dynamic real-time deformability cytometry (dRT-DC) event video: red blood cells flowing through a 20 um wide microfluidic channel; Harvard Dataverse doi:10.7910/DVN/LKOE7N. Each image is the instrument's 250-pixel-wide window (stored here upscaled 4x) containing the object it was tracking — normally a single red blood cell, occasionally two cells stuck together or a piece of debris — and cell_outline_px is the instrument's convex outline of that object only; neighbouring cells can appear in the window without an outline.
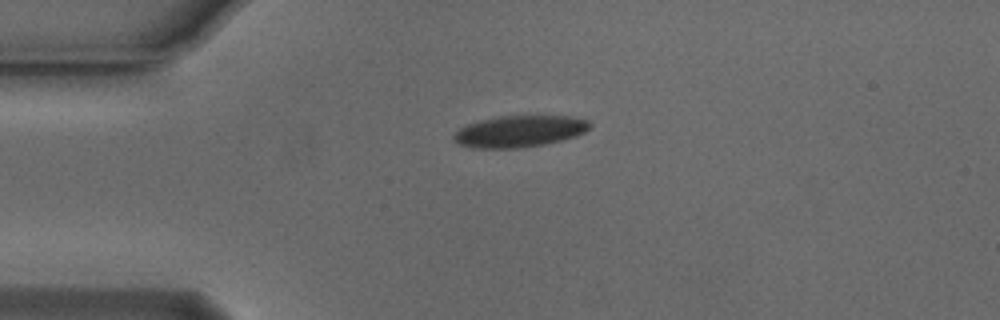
{"species": "Egyptian fruit bat (a non-hibernating species)", "species_latin": "Rousettus aegyptiacus", "temperature_condition": "cold", "stored_images_in_passage": 38, "camera_frame_rate_fps": 3000, "um_per_image_px": 0.085, "animal": {"sex": "male"}, "frame": {"image": 1, "passage_image": 1, "time_ms": 0.0, "image_size_px": [1000, 320], "cell_outline_px": [[592, 124], [584, 132], [576, 136], [544, 144], [520, 148], [476, 148], [460, 144], [452, 136], [460, 128], [468, 124], [480, 120], [500, 116], [568, 116], [588, 120]], "centroid_in_image_um": [44.17, 11.16], "position_along_channel_um": 40.8, "area_um2": 24.74}}
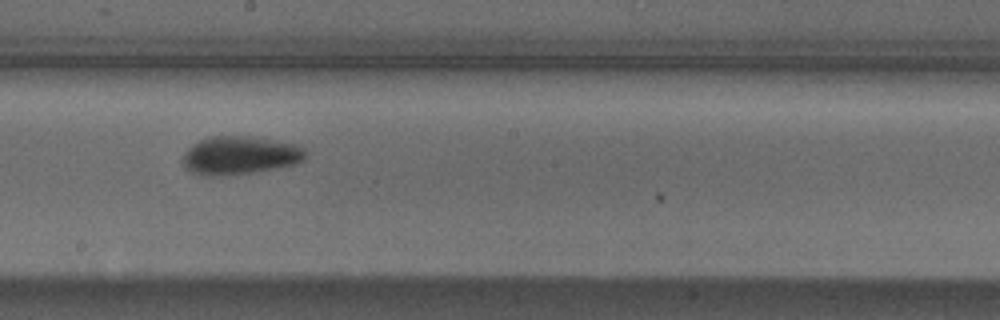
{"frame": {"image": 2, "passage_image": 18, "time_ms": 5.667, "image_size_px": [1000, 320], "cell_outline_px": [[308, 156], [304, 160], [296, 164], [252, 172], [220, 176], [204, 176], [192, 172], [184, 168], [180, 160], [184, 152], [192, 144], [208, 136], [252, 136], [300, 144], [304, 148]], "centroid_in_image_um": [20.38, 13.19], "position_along_channel_um": 227.8, "area_um2": 27.92}}
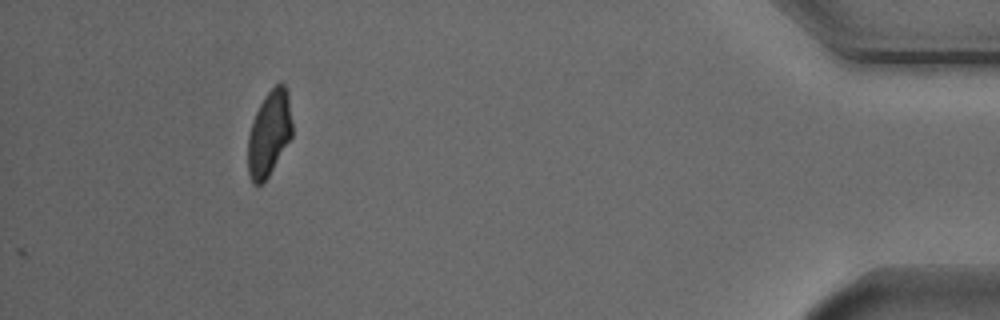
{"frame": {"image": 3, "passage_image": 38, "time_ms": 12.333, "image_size_px": [1000, 320], "cell_outline_px": [[292, 136], [268, 176], [260, 184], [252, 184], [248, 172], [248, 136], [252, 120], [264, 96], [276, 84], [284, 84], [288, 92], [292, 120]], "centroid_in_image_um": [22.88, 11.33], "position_along_channel_um": 412.3, "area_um2": 21.91}, "authors_computed_cell_mechanics": {"area_um2": 24.9118, "velocity_mm_per_s": 3.7501, "shape_relaxation_time_tau1_ms": 2.6942, "shape_relaxation_time_tau2_ms": 4.1764, "deformation_change_tau1": 0.1205, "deformation_change_tau2": 0.0869}}